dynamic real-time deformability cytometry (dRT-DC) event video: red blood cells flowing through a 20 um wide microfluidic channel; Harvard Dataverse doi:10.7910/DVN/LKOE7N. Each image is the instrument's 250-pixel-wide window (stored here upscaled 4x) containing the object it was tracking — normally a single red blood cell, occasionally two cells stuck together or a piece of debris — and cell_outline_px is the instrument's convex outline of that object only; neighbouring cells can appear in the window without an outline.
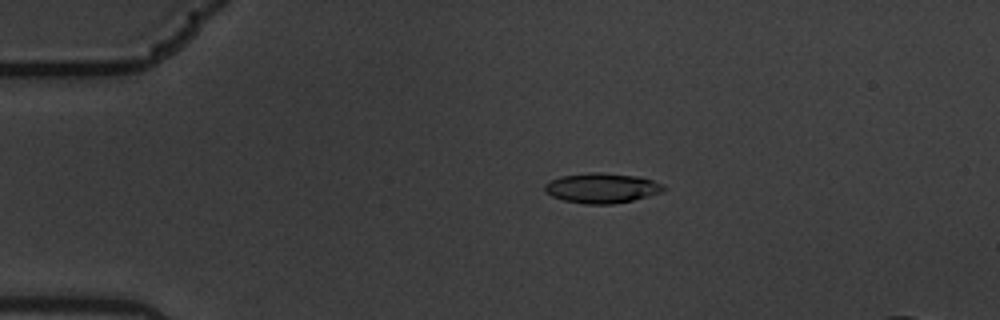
{"species": "common noctule bat (a hibernating species)", "species_latin": "Nyctalus noctula", "temperature_condition": "warm", "stored_images_in_passage": 8, "camera_frame_rate_fps": 3000, "um_per_image_px": 0.085, "animal": {"sex": "male", "body_mass_g": 19.5, "forearm_length_mm": 54.6}, "frame": {"image": 1, "passage_image": 4, "time_ms": 1.0, "image_size_px": [1000, 320], "cell_outline_px": [[668, 188], [664, 192], [632, 200], [612, 204], [584, 204], [564, 200], [552, 196], [544, 192], [544, 184], [560, 176], [588, 172], [600, 172], [640, 176], [664, 184]], "centroid_in_image_um": [51.19, 15.97], "position_along_channel_um": 33.8, "area_um2": 21.04}}
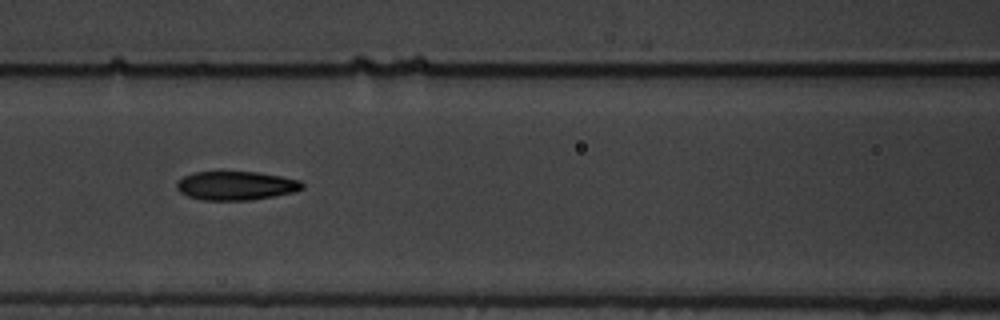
{"frame": {"image": 2, "passage_image": 8, "time_ms": 2.333, "image_size_px": [1000, 320], "cell_outline_px": [[304, 188], [292, 192], [252, 200], [200, 200], [188, 196], [180, 192], [176, 188], [176, 184], [184, 176], [196, 172], [256, 172], [280, 176], [300, 180], [304, 184]], "centroid_in_image_um": [20.05, 15.78], "position_along_channel_um": 146.5, "area_um2": 20.92}}